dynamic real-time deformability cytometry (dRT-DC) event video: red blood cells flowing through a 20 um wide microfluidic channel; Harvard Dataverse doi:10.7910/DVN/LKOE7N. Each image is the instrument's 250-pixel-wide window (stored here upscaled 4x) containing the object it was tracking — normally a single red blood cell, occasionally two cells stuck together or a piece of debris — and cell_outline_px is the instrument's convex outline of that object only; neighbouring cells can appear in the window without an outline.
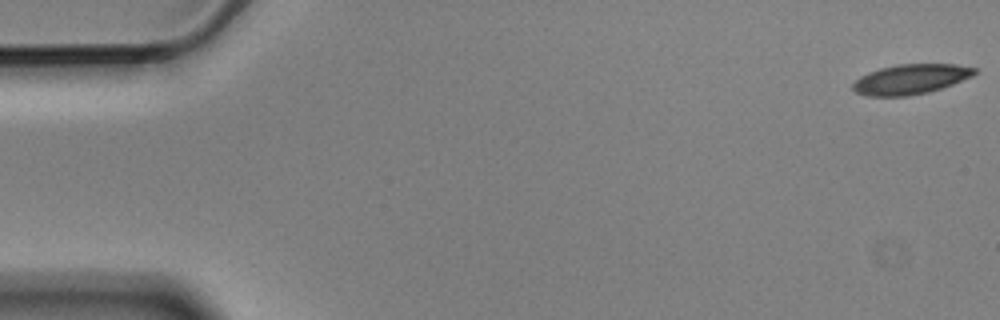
{"species": "Egyptian fruit bat (a non-hibernating species)", "species_latin": "Rousettus aegyptiacus", "temperature_condition": "cold", "stored_images_in_passage": 5, "camera_frame_rate_fps": 3000, "um_per_image_px": 0.085, "animal": {"sex": "male"}, "frame": {"image": 1, "passage_image": 1, "time_ms": 0.0, "image_size_px": [1000, 320], "cell_outline_px": [[976, 72], [972, 76], [952, 84], [928, 92], [908, 96], [868, 96], [856, 92], [852, 88], [852, 84], [860, 76], [868, 72], [880, 68], [896, 64], [956, 64], [976, 68]], "centroid_in_image_um": [77.38, 6.73], "position_along_channel_um": 7.6, "area_um2": 21.15}}
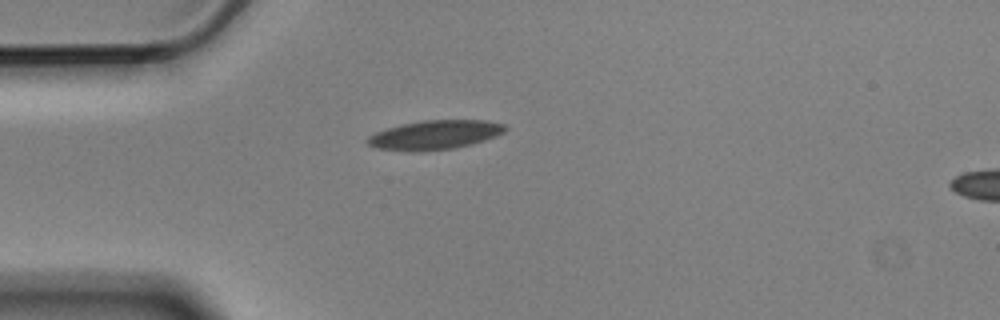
{"frame": {"image": 2, "passage_image": 5, "time_ms": 1.333, "image_size_px": [1000, 320], "cell_outline_px": [[508, 128], [504, 132], [496, 136], [472, 144], [456, 148], [420, 152], [376, 148], [368, 144], [364, 140], [368, 136], [376, 132], [400, 124], [424, 120], [484, 120], [504, 124]], "centroid_in_image_um": [36.95, 11.47], "position_along_channel_um": 48.0, "area_um2": 23.52}}